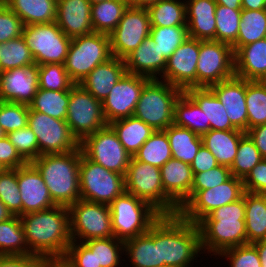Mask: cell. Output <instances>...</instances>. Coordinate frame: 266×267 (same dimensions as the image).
Here are the masks:
<instances>
[{
    "instance_id": "4fadbf2b",
    "label": "cell",
    "mask_w": 266,
    "mask_h": 267,
    "mask_svg": "<svg viewBox=\"0 0 266 267\" xmlns=\"http://www.w3.org/2000/svg\"><path fill=\"white\" fill-rule=\"evenodd\" d=\"M66 122L79 142L108 125L102 101L93 97L80 84H74L70 89Z\"/></svg>"
},
{
    "instance_id": "6125c7cd",
    "label": "cell",
    "mask_w": 266,
    "mask_h": 267,
    "mask_svg": "<svg viewBox=\"0 0 266 267\" xmlns=\"http://www.w3.org/2000/svg\"><path fill=\"white\" fill-rule=\"evenodd\" d=\"M218 165L215 156L204 145L200 147L198 153L190 164L193 174L207 171Z\"/></svg>"
},
{
    "instance_id": "e0dca14e",
    "label": "cell",
    "mask_w": 266,
    "mask_h": 267,
    "mask_svg": "<svg viewBox=\"0 0 266 267\" xmlns=\"http://www.w3.org/2000/svg\"><path fill=\"white\" fill-rule=\"evenodd\" d=\"M151 31L150 15L145 7L129 6L117 27L110 33L112 56L125 59Z\"/></svg>"
},
{
    "instance_id": "753ad0ef",
    "label": "cell",
    "mask_w": 266,
    "mask_h": 267,
    "mask_svg": "<svg viewBox=\"0 0 266 267\" xmlns=\"http://www.w3.org/2000/svg\"><path fill=\"white\" fill-rule=\"evenodd\" d=\"M105 0H89V2L94 5V4H97V3H100V2H103Z\"/></svg>"
},
{
    "instance_id": "83f0119b",
    "label": "cell",
    "mask_w": 266,
    "mask_h": 267,
    "mask_svg": "<svg viewBox=\"0 0 266 267\" xmlns=\"http://www.w3.org/2000/svg\"><path fill=\"white\" fill-rule=\"evenodd\" d=\"M234 56L236 77L266 81V38L242 46Z\"/></svg>"
},
{
    "instance_id": "8d00e7d4",
    "label": "cell",
    "mask_w": 266,
    "mask_h": 267,
    "mask_svg": "<svg viewBox=\"0 0 266 267\" xmlns=\"http://www.w3.org/2000/svg\"><path fill=\"white\" fill-rule=\"evenodd\" d=\"M147 10L151 27L187 26L185 0H159Z\"/></svg>"
},
{
    "instance_id": "7a4b0ae2",
    "label": "cell",
    "mask_w": 266,
    "mask_h": 267,
    "mask_svg": "<svg viewBox=\"0 0 266 267\" xmlns=\"http://www.w3.org/2000/svg\"><path fill=\"white\" fill-rule=\"evenodd\" d=\"M197 225L201 249L210 254V258L219 256L227 249L247 244L245 192L237 201L213 210Z\"/></svg>"
},
{
    "instance_id": "e7e4bbea",
    "label": "cell",
    "mask_w": 266,
    "mask_h": 267,
    "mask_svg": "<svg viewBox=\"0 0 266 267\" xmlns=\"http://www.w3.org/2000/svg\"><path fill=\"white\" fill-rule=\"evenodd\" d=\"M38 267H71L63 258L41 259Z\"/></svg>"
},
{
    "instance_id": "836d02e7",
    "label": "cell",
    "mask_w": 266,
    "mask_h": 267,
    "mask_svg": "<svg viewBox=\"0 0 266 267\" xmlns=\"http://www.w3.org/2000/svg\"><path fill=\"white\" fill-rule=\"evenodd\" d=\"M109 125L117 134L125 150L132 156L155 131L135 116L115 120Z\"/></svg>"
},
{
    "instance_id": "bcb514c9",
    "label": "cell",
    "mask_w": 266,
    "mask_h": 267,
    "mask_svg": "<svg viewBox=\"0 0 266 267\" xmlns=\"http://www.w3.org/2000/svg\"><path fill=\"white\" fill-rule=\"evenodd\" d=\"M242 9L217 5L215 10L216 41L233 45L237 41Z\"/></svg>"
},
{
    "instance_id": "b9f144b4",
    "label": "cell",
    "mask_w": 266,
    "mask_h": 267,
    "mask_svg": "<svg viewBox=\"0 0 266 267\" xmlns=\"http://www.w3.org/2000/svg\"><path fill=\"white\" fill-rule=\"evenodd\" d=\"M92 252H94L95 267H119L125 258L124 242L110 238L90 239L83 242ZM122 260V261H121Z\"/></svg>"
},
{
    "instance_id": "d6986e66",
    "label": "cell",
    "mask_w": 266,
    "mask_h": 267,
    "mask_svg": "<svg viewBox=\"0 0 266 267\" xmlns=\"http://www.w3.org/2000/svg\"><path fill=\"white\" fill-rule=\"evenodd\" d=\"M200 40L188 37L167 59L166 68L158 79L180 88H196V67ZM163 78V79H162Z\"/></svg>"
},
{
    "instance_id": "34e18365",
    "label": "cell",
    "mask_w": 266,
    "mask_h": 267,
    "mask_svg": "<svg viewBox=\"0 0 266 267\" xmlns=\"http://www.w3.org/2000/svg\"><path fill=\"white\" fill-rule=\"evenodd\" d=\"M5 170V168L1 165V163H0V173L2 172V171H4Z\"/></svg>"
},
{
    "instance_id": "7bdbcfd3",
    "label": "cell",
    "mask_w": 266,
    "mask_h": 267,
    "mask_svg": "<svg viewBox=\"0 0 266 267\" xmlns=\"http://www.w3.org/2000/svg\"><path fill=\"white\" fill-rule=\"evenodd\" d=\"M70 91L39 89L29 108L59 120H66Z\"/></svg>"
},
{
    "instance_id": "d6a6232c",
    "label": "cell",
    "mask_w": 266,
    "mask_h": 267,
    "mask_svg": "<svg viewBox=\"0 0 266 267\" xmlns=\"http://www.w3.org/2000/svg\"><path fill=\"white\" fill-rule=\"evenodd\" d=\"M247 243L266 240V194L245 191Z\"/></svg>"
},
{
    "instance_id": "2e32d148",
    "label": "cell",
    "mask_w": 266,
    "mask_h": 267,
    "mask_svg": "<svg viewBox=\"0 0 266 267\" xmlns=\"http://www.w3.org/2000/svg\"><path fill=\"white\" fill-rule=\"evenodd\" d=\"M27 125L36 135L41 155L63 154L80 148V142L72 134L66 120L29 108Z\"/></svg>"
},
{
    "instance_id": "4316f807",
    "label": "cell",
    "mask_w": 266,
    "mask_h": 267,
    "mask_svg": "<svg viewBox=\"0 0 266 267\" xmlns=\"http://www.w3.org/2000/svg\"><path fill=\"white\" fill-rule=\"evenodd\" d=\"M189 37L216 40L215 0H185Z\"/></svg>"
},
{
    "instance_id": "91938a15",
    "label": "cell",
    "mask_w": 266,
    "mask_h": 267,
    "mask_svg": "<svg viewBox=\"0 0 266 267\" xmlns=\"http://www.w3.org/2000/svg\"><path fill=\"white\" fill-rule=\"evenodd\" d=\"M0 163L5 169H17L27 164L7 136L0 139Z\"/></svg>"
},
{
    "instance_id": "681fc988",
    "label": "cell",
    "mask_w": 266,
    "mask_h": 267,
    "mask_svg": "<svg viewBox=\"0 0 266 267\" xmlns=\"http://www.w3.org/2000/svg\"><path fill=\"white\" fill-rule=\"evenodd\" d=\"M38 87L49 91H70L75 84L69 77L65 66L59 63L39 65Z\"/></svg>"
},
{
    "instance_id": "680465c9",
    "label": "cell",
    "mask_w": 266,
    "mask_h": 267,
    "mask_svg": "<svg viewBox=\"0 0 266 267\" xmlns=\"http://www.w3.org/2000/svg\"><path fill=\"white\" fill-rule=\"evenodd\" d=\"M244 191L266 194V159L263 158L243 179Z\"/></svg>"
},
{
    "instance_id": "d4e9b609",
    "label": "cell",
    "mask_w": 266,
    "mask_h": 267,
    "mask_svg": "<svg viewBox=\"0 0 266 267\" xmlns=\"http://www.w3.org/2000/svg\"><path fill=\"white\" fill-rule=\"evenodd\" d=\"M124 62L127 73L158 79L166 68L167 59L149 36L124 59Z\"/></svg>"
},
{
    "instance_id": "89a4df30",
    "label": "cell",
    "mask_w": 266,
    "mask_h": 267,
    "mask_svg": "<svg viewBox=\"0 0 266 267\" xmlns=\"http://www.w3.org/2000/svg\"><path fill=\"white\" fill-rule=\"evenodd\" d=\"M157 1L159 0H128V3L129 6L147 8L149 5L156 3Z\"/></svg>"
},
{
    "instance_id": "11a10c76",
    "label": "cell",
    "mask_w": 266,
    "mask_h": 267,
    "mask_svg": "<svg viewBox=\"0 0 266 267\" xmlns=\"http://www.w3.org/2000/svg\"><path fill=\"white\" fill-rule=\"evenodd\" d=\"M218 257L226 258V261H229V267H262L256 246L253 243L227 249Z\"/></svg>"
},
{
    "instance_id": "e575fe53",
    "label": "cell",
    "mask_w": 266,
    "mask_h": 267,
    "mask_svg": "<svg viewBox=\"0 0 266 267\" xmlns=\"http://www.w3.org/2000/svg\"><path fill=\"white\" fill-rule=\"evenodd\" d=\"M164 132L169 140L172 158L190 165L203 145L202 137L188 128L177 126L174 123Z\"/></svg>"
},
{
    "instance_id": "1f68e13d",
    "label": "cell",
    "mask_w": 266,
    "mask_h": 267,
    "mask_svg": "<svg viewBox=\"0 0 266 267\" xmlns=\"http://www.w3.org/2000/svg\"><path fill=\"white\" fill-rule=\"evenodd\" d=\"M22 21L23 25L56 21L57 0H1Z\"/></svg>"
},
{
    "instance_id": "f907efd6",
    "label": "cell",
    "mask_w": 266,
    "mask_h": 267,
    "mask_svg": "<svg viewBox=\"0 0 266 267\" xmlns=\"http://www.w3.org/2000/svg\"><path fill=\"white\" fill-rule=\"evenodd\" d=\"M17 182V169H5L0 173V200L15 216H22V200Z\"/></svg>"
},
{
    "instance_id": "8c879c8a",
    "label": "cell",
    "mask_w": 266,
    "mask_h": 267,
    "mask_svg": "<svg viewBox=\"0 0 266 267\" xmlns=\"http://www.w3.org/2000/svg\"><path fill=\"white\" fill-rule=\"evenodd\" d=\"M6 136H7V133L5 132V130L0 125V139L5 138Z\"/></svg>"
},
{
    "instance_id": "3957f363",
    "label": "cell",
    "mask_w": 266,
    "mask_h": 267,
    "mask_svg": "<svg viewBox=\"0 0 266 267\" xmlns=\"http://www.w3.org/2000/svg\"><path fill=\"white\" fill-rule=\"evenodd\" d=\"M159 253L160 262L166 266L192 267L199 254H204L198 225L184 220L179 214L161 215Z\"/></svg>"
},
{
    "instance_id": "7dc6e473",
    "label": "cell",
    "mask_w": 266,
    "mask_h": 267,
    "mask_svg": "<svg viewBox=\"0 0 266 267\" xmlns=\"http://www.w3.org/2000/svg\"><path fill=\"white\" fill-rule=\"evenodd\" d=\"M262 159L263 157L254 142L245 134L240 139L237 155L230 167L231 175L244 179Z\"/></svg>"
},
{
    "instance_id": "ab89813d",
    "label": "cell",
    "mask_w": 266,
    "mask_h": 267,
    "mask_svg": "<svg viewBox=\"0 0 266 267\" xmlns=\"http://www.w3.org/2000/svg\"><path fill=\"white\" fill-rule=\"evenodd\" d=\"M19 216L0 222V255H31Z\"/></svg>"
},
{
    "instance_id": "5b68a950",
    "label": "cell",
    "mask_w": 266,
    "mask_h": 267,
    "mask_svg": "<svg viewBox=\"0 0 266 267\" xmlns=\"http://www.w3.org/2000/svg\"><path fill=\"white\" fill-rule=\"evenodd\" d=\"M182 90L160 79H150L141 91L133 116L155 131L174 123V104Z\"/></svg>"
},
{
    "instance_id": "2644e50d",
    "label": "cell",
    "mask_w": 266,
    "mask_h": 267,
    "mask_svg": "<svg viewBox=\"0 0 266 267\" xmlns=\"http://www.w3.org/2000/svg\"><path fill=\"white\" fill-rule=\"evenodd\" d=\"M13 214L8 210L7 206L0 200V222L10 219Z\"/></svg>"
},
{
    "instance_id": "8fae6325",
    "label": "cell",
    "mask_w": 266,
    "mask_h": 267,
    "mask_svg": "<svg viewBox=\"0 0 266 267\" xmlns=\"http://www.w3.org/2000/svg\"><path fill=\"white\" fill-rule=\"evenodd\" d=\"M22 36L29 47L35 64L65 63L72 38L56 22L24 25Z\"/></svg>"
},
{
    "instance_id": "d590c367",
    "label": "cell",
    "mask_w": 266,
    "mask_h": 267,
    "mask_svg": "<svg viewBox=\"0 0 266 267\" xmlns=\"http://www.w3.org/2000/svg\"><path fill=\"white\" fill-rule=\"evenodd\" d=\"M174 124L188 128L200 136L210 130V123H206L204 112L185 92H182L174 104Z\"/></svg>"
},
{
    "instance_id": "6f0895ef",
    "label": "cell",
    "mask_w": 266,
    "mask_h": 267,
    "mask_svg": "<svg viewBox=\"0 0 266 267\" xmlns=\"http://www.w3.org/2000/svg\"><path fill=\"white\" fill-rule=\"evenodd\" d=\"M71 267H95L94 252L84 243L72 240L63 258Z\"/></svg>"
},
{
    "instance_id": "ac0fdd59",
    "label": "cell",
    "mask_w": 266,
    "mask_h": 267,
    "mask_svg": "<svg viewBox=\"0 0 266 267\" xmlns=\"http://www.w3.org/2000/svg\"><path fill=\"white\" fill-rule=\"evenodd\" d=\"M150 78L125 73L102 102L104 117L108 124L133 116L144 85Z\"/></svg>"
},
{
    "instance_id": "be15d7a7",
    "label": "cell",
    "mask_w": 266,
    "mask_h": 267,
    "mask_svg": "<svg viewBox=\"0 0 266 267\" xmlns=\"http://www.w3.org/2000/svg\"><path fill=\"white\" fill-rule=\"evenodd\" d=\"M245 133L254 142L262 157L266 159V124L255 126Z\"/></svg>"
},
{
    "instance_id": "7c38bea8",
    "label": "cell",
    "mask_w": 266,
    "mask_h": 267,
    "mask_svg": "<svg viewBox=\"0 0 266 267\" xmlns=\"http://www.w3.org/2000/svg\"><path fill=\"white\" fill-rule=\"evenodd\" d=\"M234 76L235 56L232 46L216 40H200L196 88H209Z\"/></svg>"
},
{
    "instance_id": "277c9868",
    "label": "cell",
    "mask_w": 266,
    "mask_h": 267,
    "mask_svg": "<svg viewBox=\"0 0 266 267\" xmlns=\"http://www.w3.org/2000/svg\"><path fill=\"white\" fill-rule=\"evenodd\" d=\"M81 148L63 154L40 155L32 164L41 173L56 206L69 207L80 200Z\"/></svg>"
},
{
    "instance_id": "9f6ffc18",
    "label": "cell",
    "mask_w": 266,
    "mask_h": 267,
    "mask_svg": "<svg viewBox=\"0 0 266 267\" xmlns=\"http://www.w3.org/2000/svg\"><path fill=\"white\" fill-rule=\"evenodd\" d=\"M21 19L0 0V43L22 36Z\"/></svg>"
},
{
    "instance_id": "c3c4849f",
    "label": "cell",
    "mask_w": 266,
    "mask_h": 267,
    "mask_svg": "<svg viewBox=\"0 0 266 267\" xmlns=\"http://www.w3.org/2000/svg\"><path fill=\"white\" fill-rule=\"evenodd\" d=\"M150 38L157 44L161 54L168 59L189 37L187 26L151 27Z\"/></svg>"
},
{
    "instance_id": "816d5d0a",
    "label": "cell",
    "mask_w": 266,
    "mask_h": 267,
    "mask_svg": "<svg viewBox=\"0 0 266 267\" xmlns=\"http://www.w3.org/2000/svg\"><path fill=\"white\" fill-rule=\"evenodd\" d=\"M29 105L0 101V125L8 134L27 126Z\"/></svg>"
},
{
    "instance_id": "f1b7e54d",
    "label": "cell",
    "mask_w": 266,
    "mask_h": 267,
    "mask_svg": "<svg viewBox=\"0 0 266 267\" xmlns=\"http://www.w3.org/2000/svg\"><path fill=\"white\" fill-rule=\"evenodd\" d=\"M160 170L164 192L179 206L191 192L194 176L191 166L172 158Z\"/></svg>"
},
{
    "instance_id": "52a82bcc",
    "label": "cell",
    "mask_w": 266,
    "mask_h": 267,
    "mask_svg": "<svg viewBox=\"0 0 266 267\" xmlns=\"http://www.w3.org/2000/svg\"><path fill=\"white\" fill-rule=\"evenodd\" d=\"M126 192L148 202L161 215H175L179 206L164 192L161 170L133 156L125 175Z\"/></svg>"
},
{
    "instance_id": "ffe728a7",
    "label": "cell",
    "mask_w": 266,
    "mask_h": 267,
    "mask_svg": "<svg viewBox=\"0 0 266 267\" xmlns=\"http://www.w3.org/2000/svg\"><path fill=\"white\" fill-rule=\"evenodd\" d=\"M37 64L0 72V101L29 105L38 91Z\"/></svg>"
},
{
    "instance_id": "f546056e",
    "label": "cell",
    "mask_w": 266,
    "mask_h": 267,
    "mask_svg": "<svg viewBox=\"0 0 266 267\" xmlns=\"http://www.w3.org/2000/svg\"><path fill=\"white\" fill-rule=\"evenodd\" d=\"M241 130H209L202 137L203 145L215 156L219 165L231 167L237 155Z\"/></svg>"
},
{
    "instance_id": "30bf717a",
    "label": "cell",
    "mask_w": 266,
    "mask_h": 267,
    "mask_svg": "<svg viewBox=\"0 0 266 267\" xmlns=\"http://www.w3.org/2000/svg\"><path fill=\"white\" fill-rule=\"evenodd\" d=\"M68 210L72 240L83 243L90 239L114 237L109 205L80 199Z\"/></svg>"
},
{
    "instance_id": "6da1fadb",
    "label": "cell",
    "mask_w": 266,
    "mask_h": 267,
    "mask_svg": "<svg viewBox=\"0 0 266 267\" xmlns=\"http://www.w3.org/2000/svg\"><path fill=\"white\" fill-rule=\"evenodd\" d=\"M20 219L32 254L42 259L64 258L72 243L68 207L54 206L24 214Z\"/></svg>"
},
{
    "instance_id": "5bb4252c",
    "label": "cell",
    "mask_w": 266,
    "mask_h": 267,
    "mask_svg": "<svg viewBox=\"0 0 266 267\" xmlns=\"http://www.w3.org/2000/svg\"><path fill=\"white\" fill-rule=\"evenodd\" d=\"M82 153L107 170L126 175L132 155L129 154L117 134L108 124L80 142Z\"/></svg>"
},
{
    "instance_id": "03108f58",
    "label": "cell",
    "mask_w": 266,
    "mask_h": 267,
    "mask_svg": "<svg viewBox=\"0 0 266 267\" xmlns=\"http://www.w3.org/2000/svg\"><path fill=\"white\" fill-rule=\"evenodd\" d=\"M242 9H247V10L265 9V0H242Z\"/></svg>"
},
{
    "instance_id": "7402d4cb",
    "label": "cell",
    "mask_w": 266,
    "mask_h": 267,
    "mask_svg": "<svg viewBox=\"0 0 266 267\" xmlns=\"http://www.w3.org/2000/svg\"><path fill=\"white\" fill-rule=\"evenodd\" d=\"M226 109L231 124L238 130L247 131L246 80L232 77L209 87Z\"/></svg>"
},
{
    "instance_id": "f5cc1de1",
    "label": "cell",
    "mask_w": 266,
    "mask_h": 267,
    "mask_svg": "<svg viewBox=\"0 0 266 267\" xmlns=\"http://www.w3.org/2000/svg\"><path fill=\"white\" fill-rule=\"evenodd\" d=\"M10 142L15 146L19 155L27 162L32 163L41 154L36 135L27 125L7 134Z\"/></svg>"
},
{
    "instance_id": "003e7915",
    "label": "cell",
    "mask_w": 266,
    "mask_h": 267,
    "mask_svg": "<svg viewBox=\"0 0 266 267\" xmlns=\"http://www.w3.org/2000/svg\"><path fill=\"white\" fill-rule=\"evenodd\" d=\"M253 244L256 246L262 267H266V240H260Z\"/></svg>"
},
{
    "instance_id": "44dd1931",
    "label": "cell",
    "mask_w": 266,
    "mask_h": 267,
    "mask_svg": "<svg viewBox=\"0 0 266 267\" xmlns=\"http://www.w3.org/2000/svg\"><path fill=\"white\" fill-rule=\"evenodd\" d=\"M17 182L22 200V215L56 206L41 173L32 163L17 168Z\"/></svg>"
},
{
    "instance_id": "f6af8a7d",
    "label": "cell",
    "mask_w": 266,
    "mask_h": 267,
    "mask_svg": "<svg viewBox=\"0 0 266 267\" xmlns=\"http://www.w3.org/2000/svg\"><path fill=\"white\" fill-rule=\"evenodd\" d=\"M247 130L266 124V81L246 80Z\"/></svg>"
},
{
    "instance_id": "f35d334b",
    "label": "cell",
    "mask_w": 266,
    "mask_h": 267,
    "mask_svg": "<svg viewBox=\"0 0 266 267\" xmlns=\"http://www.w3.org/2000/svg\"><path fill=\"white\" fill-rule=\"evenodd\" d=\"M264 38H266V9H242L237 41L232 45L234 54L242 46Z\"/></svg>"
},
{
    "instance_id": "74e56055",
    "label": "cell",
    "mask_w": 266,
    "mask_h": 267,
    "mask_svg": "<svg viewBox=\"0 0 266 267\" xmlns=\"http://www.w3.org/2000/svg\"><path fill=\"white\" fill-rule=\"evenodd\" d=\"M128 7V0H105L92 5L91 23L93 31L110 35Z\"/></svg>"
},
{
    "instance_id": "4dcf8cb0",
    "label": "cell",
    "mask_w": 266,
    "mask_h": 267,
    "mask_svg": "<svg viewBox=\"0 0 266 267\" xmlns=\"http://www.w3.org/2000/svg\"><path fill=\"white\" fill-rule=\"evenodd\" d=\"M184 92L204 112L210 130H238L231 124L224 105L210 88H188Z\"/></svg>"
},
{
    "instance_id": "60d3db41",
    "label": "cell",
    "mask_w": 266,
    "mask_h": 267,
    "mask_svg": "<svg viewBox=\"0 0 266 267\" xmlns=\"http://www.w3.org/2000/svg\"><path fill=\"white\" fill-rule=\"evenodd\" d=\"M133 157L140 162L161 168L172 159L167 134L164 131H154Z\"/></svg>"
},
{
    "instance_id": "484cf974",
    "label": "cell",
    "mask_w": 266,
    "mask_h": 267,
    "mask_svg": "<svg viewBox=\"0 0 266 267\" xmlns=\"http://www.w3.org/2000/svg\"><path fill=\"white\" fill-rule=\"evenodd\" d=\"M125 73L124 60L113 56L97 65L79 84L93 97L103 102Z\"/></svg>"
},
{
    "instance_id": "cb8c5ba5",
    "label": "cell",
    "mask_w": 266,
    "mask_h": 267,
    "mask_svg": "<svg viewBox=\"0 0 266 267\" xmlns=\"http://www.w3.org/2000/svg\"><path fill=\"white\" fill-rule=\"evenodd\" d=\"M124 252L132 267L164 266L159 253V218L145 234L125 241Z\"/></svg>"
},
{
    "instance_id": "8992f818",
    "label": "cell",
    "mask_w": 266,
    "mask_h": 267,
    "mask_svg": "<svg viewBox=\"0 0 266 267\" xmlns=\"http://www.w3.org/2000/svg\"><path fill=\"white\" fill-rule=\"evenodd\" d=\"M114 237L123 242L145 234L161 216L148 202L124 192L110 204Z\"/></svg>"
},
{
    "instance_id": "db71d44e",
    "label": "cell",
    "mask_w": 266,
    "mask_h": 267,
    "mask_svg": "<svg viewBox=\"0 0 266 267\" xmlns=\"http://www.w3.org/2000/svg\"><path fill=\"white\" fill-rule=\"evenodd\" d=\"M230 168L218 165L215 168L204 172L195 173L191 186L190 195L179 205V209L197 192L208 188H213L224 183L231 177Z\"/></svg>"
},
{
    "instance_id": "9a60e30c",
    "label": "cell",
    "mask_w": 266,
    "mask_h": 267,
    "mask_svg": "<svg viewBox=\"0 0 266 267\" xmlns=\"http://www.w3.org/2000/svg\"><path fill=\"white\" fill-rule=\"evenodd\" d=\"M243 179L231 176L224 183L197 191L180 209L178 214L187 221L198 224L218 207L235 202L243 196Z\"/></svg>"
},
{
    "instance_id": "ba28073f",
    "label": "cell",
    "mask_w": 266,
    "mask_h": 267,
    "mask_svg": "<svg viewBox=\"0 0 266 267\" xmlns=\"http://www.w3.org/2000/svg\"><path fill=\"white\" fill-rule=\"evenodd\" d=\"M112 57L110 36L93 32L72 38L64 66L70 79L79 84L97 65Z\"/></svg>"
},
{
    "instance_id": "603a6c76",
    "label": "cell",
    "mask_w": 266,
    "mask_h": 267,
    "mask_svg": "<svg viewBox=\"0 0 266 267\" xmlns=\"http://www.w3.org/2000/svg\"><path fill=\"white\" fill-rule=\"evenodd\" d=\"M89 0H57L56 23L70 38L93 33Z\"/></svg>"
},
{
    "instance_id": "a7ac6f4b",
    "label": "cell",
    "mask_w": 266,
    "mask_h": 267,
    "mask_svg": "<svg viewBox=\"0 0 266 267\" xmlns=\"http://www.w3.org/2000/svg\"><path fill=\"white\" fill-rule=\"evenodd\" d=\"M217 5H223L230 9H242V0H215Z\"/></svg>"
},
{
    "instance_id": "ee69618b",
    "label": "cell",
    "mask_w": 266,
    "mask_h": 267,
    "mask_svg": "<svg viewBox=\"0 0 266 267\" xmlns=\"http://www.w3.org/2000/svg\"><path fill=\"white\" fill-rule=\"evenodd\" d=\"M35 64L23 36L0 43V72Z\"/></svg>"
},
{
    "instance_id": "9c48e42d",
    "label": "cell",
    "mask_w": 266,
    "mask_h": 267,
    "mask_svg": "<svg viewBox=\"0 0 266 267\" xmlns=\"http://www.w3.org/2000/svg\"><path fill=\"white\" fill-rule=\"evenodd\" d=\"M80 199L109 205L125 189V176L107 170L81 151L79 166Z\"/></svg>"
},
{
    "instance_id": "94428289",
    "label": "cell",
    "mask_w": 266,
    "mask_h": 267,
    "mask_svg": "<svg viewBox=\"0 0 266 267\" xmlns=\"http://www.w3.org/2000/svg\"><path fill=\"white\" fill-rule=\"evenodd\" d=\"M41 257L31 255H0V267H38Z\"/></svg>"
}]
</instances>
